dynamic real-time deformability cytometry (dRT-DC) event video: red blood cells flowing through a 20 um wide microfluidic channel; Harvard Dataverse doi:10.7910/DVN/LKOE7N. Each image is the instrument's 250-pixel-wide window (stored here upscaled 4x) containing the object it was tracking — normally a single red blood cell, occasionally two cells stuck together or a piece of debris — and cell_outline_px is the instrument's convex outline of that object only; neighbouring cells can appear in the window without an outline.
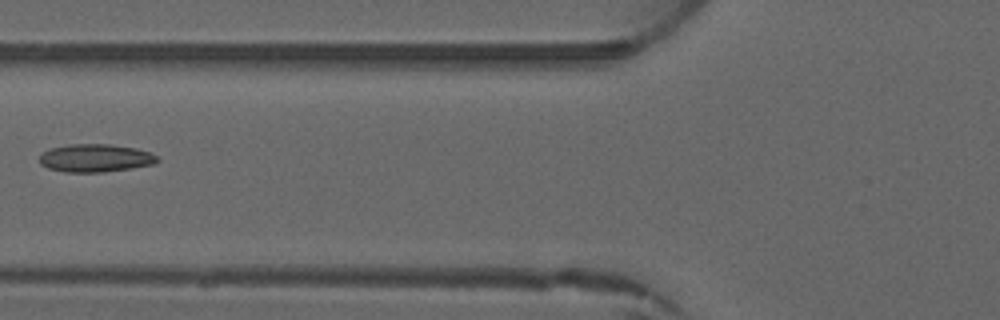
{"species": "common noctule bat (a hibernating species)", "species_latin": "Nyctalus noctula", "temperature_condition": "warm", "stored_images_in_passage": 5, "camera_frame_rate_fps": 3000, "um_per_image_px": 0.085, "animal": {"sex": "male", "forearm_length_mm": 52.5}, "frame": {"image": 1, "passage_image": 5, "time_ms": 4.667, "image_size_px": [1000, 320], "cell_outline_px": [[160, 160], [152, 164], [104, 172], [64, 172], [48, 168], [40, 164], [40, 152], [52, 148], [68, 144], [108, 144], [136, 148], [152, 152]], "centroid_in_image_um": [8.08, 13.43], "position_along_channel_um": 117.7, "area_um2": 19.19}}